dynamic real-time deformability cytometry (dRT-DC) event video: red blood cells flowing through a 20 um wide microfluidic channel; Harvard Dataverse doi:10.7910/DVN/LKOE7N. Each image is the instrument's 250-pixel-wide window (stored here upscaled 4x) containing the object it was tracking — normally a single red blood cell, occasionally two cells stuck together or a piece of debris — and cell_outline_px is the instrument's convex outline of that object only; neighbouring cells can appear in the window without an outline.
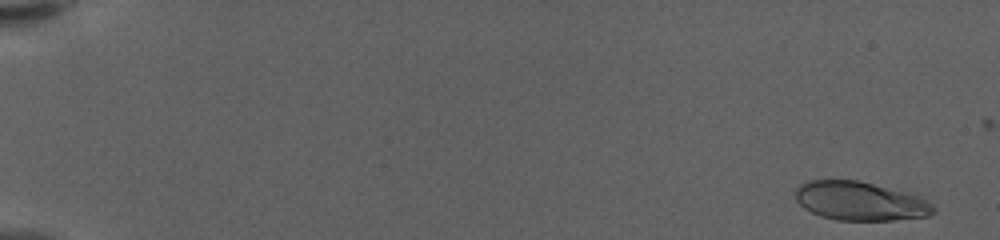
{"species": "human", "species_latin": "Homo sapiens", "temperature_condition": "warm", "stored_images_in_passage": 60, "camera_frame_rate_fps": 3000, "um_per_image_px": 0.085, "donor": {"sex": "female"}, "frame": {"image": 1, "passage_image": 3, "time_ms": 0.667, "image_size_px": [1000, 240], "cell_outline_px": [[936, 212], [928, 216], [896, 220], [836, 220], [820, 216], [804, 208], [796, 200], [796, 188], [800, 184], [808, 180], [856, 180], [920, 192], [936, 208]], "centroid_in_image_um": [73.23, 17.07], "position_along_channel_um": 11.8, "area_um2": 32.19}}
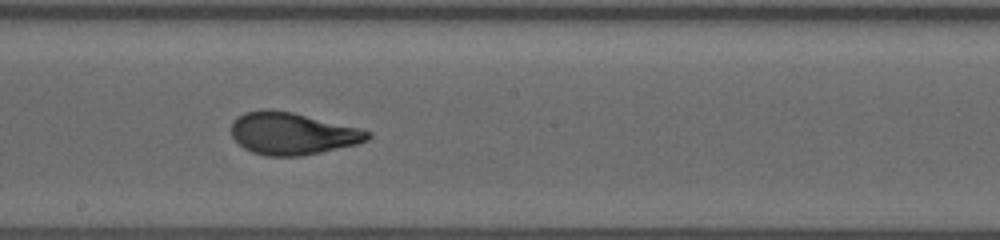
{"frame": {"image": 2, "passage_image": 36, "time_ms": 11.667, "image_size_px": [1000, 240], "cell_outline_px": [[372, 136], [368, 140], [356, 144], [320, 152], [300, 156], [268, 156], [252, 152], [244, 148], [232, 136], [232, 120], [248, 112], [292, 112], [360, 128], [372, 132]], "centroid_in_image_um": [24.9, 11.38], "position_along_channel_um": 223.3, "area_um2": 32.66}}
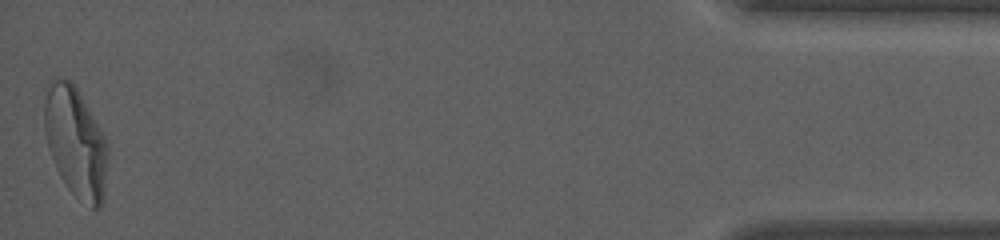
{"frame": {"image": 3, "passage_image": 60, "time_ms": 19.667, "image_size_px": [1000, 240], "cell_outline_px": [[108, 156], [104, 200], [100, 208], [92, 208], [76, 196], [68, 188], [60, 176], [56, 168], [48, 148], [44, 128], [44, 88], [48, 80], [52, 76], [56, 76], [72, 80], [104, 136], [108, 144]], "centroid_in_image_um": [6.4, 12.03], "position_along_channel_um": 428.8, "area_um2": 41.21}, "authors_computed_cell_mechanics": {"area_um2": 33.4662, "velocity_mm_per_s": 3.5562, "shape_relaxation_time_tau1_ms": 5.4585, "shape_relaxation_time_tau2_ms": 0.9383, "deformation_change_tau1": 0.2177, "deformation_change_tau2": 0.0702}}